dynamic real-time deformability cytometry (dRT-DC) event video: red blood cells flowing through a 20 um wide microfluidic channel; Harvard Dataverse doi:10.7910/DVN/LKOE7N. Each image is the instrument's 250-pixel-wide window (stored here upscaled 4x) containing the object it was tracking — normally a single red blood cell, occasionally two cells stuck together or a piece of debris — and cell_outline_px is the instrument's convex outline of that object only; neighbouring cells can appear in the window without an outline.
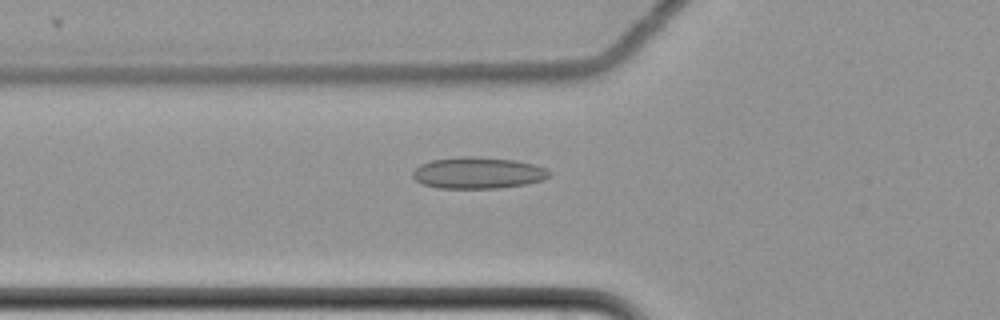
{"species": "common noctule bat (a hibernating species)", "species_latin": "Nyctalus noctula", "temperature_condition": "cold", "stored_images_in_passage": 59, "camera_frame_rate_fps": 3000, "um_per_image_px": 0.085, "animal": {"sex": "female", "body_mass_g": 22.7, "forearm_length_mm": 54.2}, "frame": {"image": 1, "passage_image": 22, "time_ms": 7.0, "image_size_px": [1000, 320], "cell_outline_px": [[548, 176], [544, 180], [524, 184], [496, 188], [436, 188], [420, 184], [412, 176], [412, 172], [420, 164], [432, 160], [460, 156], [472, 156], [512, 160], [532, 164], [544, 168], [548, 172]], "centroid_in_image_um": [40.54, 14.7], "position_along_channel_um": 85.3, "area_um2": 24.85}}
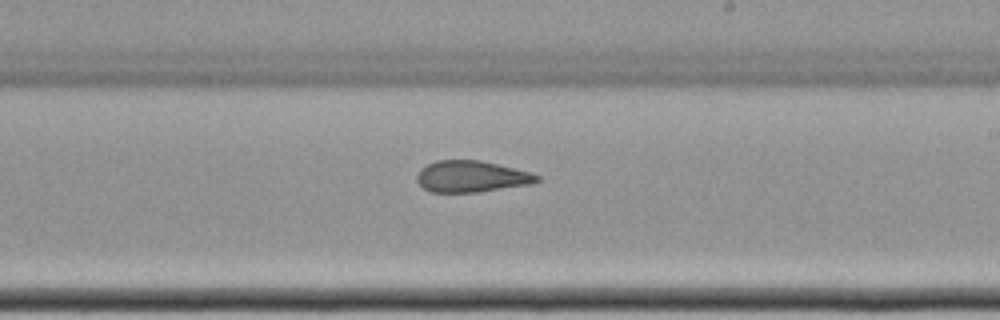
{"frame": {"image": 2, "passage_image": 36, "time_ms": 11.667, "image_size_px": [1000, 320], "cell_outline_px": [[540, 180], [532, 184], [476, 192], [432, 192], [424, 188], [416, 180], [416, 176], [420, 168], [436, 160], [480, 160], [528, 172], [540, 176]], "centroid_in_image_um": [40.04, 15.0], "position_along_channel_um": 249.0, "area_um2": 21.79}}
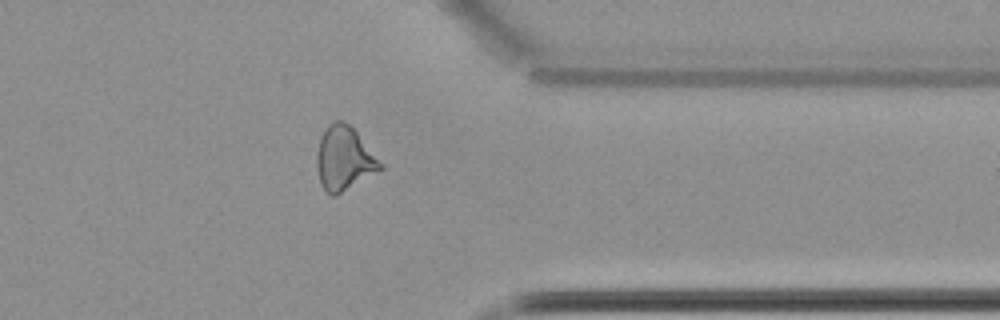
{"frame": {"image": 3, "passage_image": 48, "time_ms": 15.667, "image_size_px": [1000, 320], "cell_outline_px": [[384, 168], [340, 192], [332, 196], [324, 192], [320, 184], [316, 164], [316, 152], [320, 136], [324, 128], [328, 124], [336, 120], [344, 120], [356, 132], [384, 164]], "centroid_in_image_um": [29.22, 13.45], "position_along_channel_um": 382.2, "area_um2": 23.64}, "authors_computed_cell_mechanics": {"area_um2": 24.0448, "velocity_mm_per_s": 3.4994, "shape_relaxation_time_tau1_ms": null, "shape_relaxation_time_tau2_ms": 1.9161, "deformation_change_tau1": null, "deformation_change_tau2": 0.087}}